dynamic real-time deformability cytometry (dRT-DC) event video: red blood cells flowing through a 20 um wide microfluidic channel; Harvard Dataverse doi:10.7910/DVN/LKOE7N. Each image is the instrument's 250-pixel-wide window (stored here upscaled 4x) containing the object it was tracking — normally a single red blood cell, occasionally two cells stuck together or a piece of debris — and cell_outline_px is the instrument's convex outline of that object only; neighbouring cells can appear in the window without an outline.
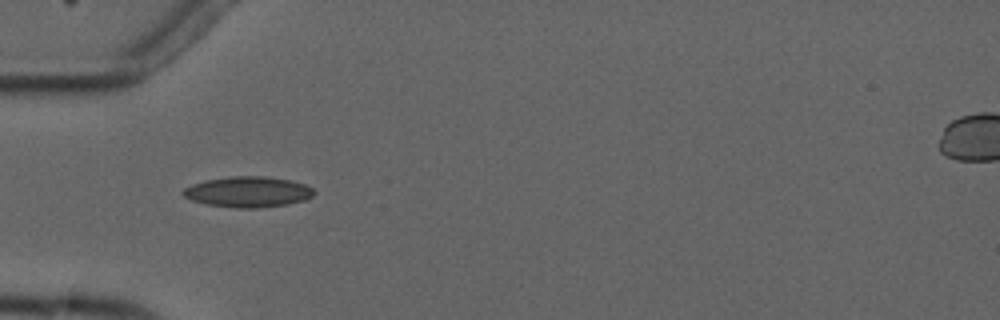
{"species": "common noctule bat (a hibernating species)", "species_latin": "Nyctalus noctula", "temperature_condition": "cold", "stored_images_in_passage": 7, "camera_frame_rate_fps": 3000, "um_per_image_px": 0.085, "animal": {"sex": "male", "forearm_length_mm": 52.5}, "frame": {"image": 1, "passage_image": 6, "time_ms": 5.667, "image_size_px": [1000, 320], "cell_outline_px": [[316, 192], [312, 196], [304, 200], [288, 204], [256, 208], [236, 208], [208, 204], [192, 200], [184, 196], [180, 192], [184, 188], [192, 184], [204, 180], [232, 176], [264, 176], [292, 180], [304, 184], [312, 188]], "centroid_in_image_um": [21.08, 16.3], "position_along_channel_um": 63.9, "area_um2": 23.41}}
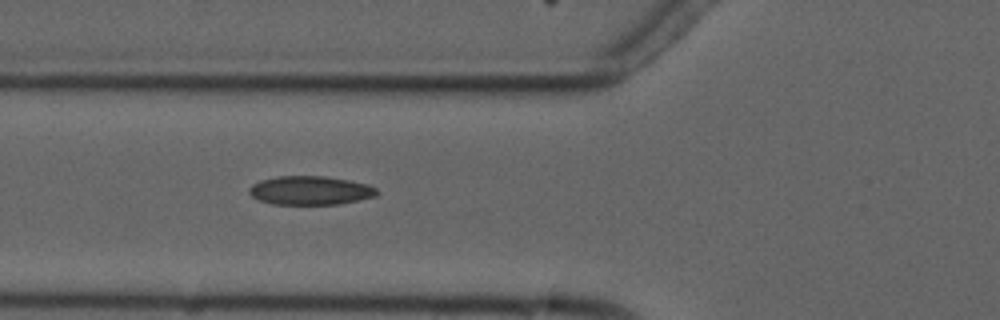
{"frame": {"image": 2, "passage_image": 7, "time_ms": 6.667, "image_size_px": [1000, 320], "cell_outline_px": [[380, 192], [376, 196], [340, 204], [272, 204], [260, 200], [252, 196], [248, 192], [248, 188], [252, 184], [260, 180], [276, 176], [324, 176], [348, 180], [368, 184], [376, 188]], "centroid_in_image_um": [26.37, 16.18], "position_along_channel_um": 99.4, "area_um2": 21.5}}